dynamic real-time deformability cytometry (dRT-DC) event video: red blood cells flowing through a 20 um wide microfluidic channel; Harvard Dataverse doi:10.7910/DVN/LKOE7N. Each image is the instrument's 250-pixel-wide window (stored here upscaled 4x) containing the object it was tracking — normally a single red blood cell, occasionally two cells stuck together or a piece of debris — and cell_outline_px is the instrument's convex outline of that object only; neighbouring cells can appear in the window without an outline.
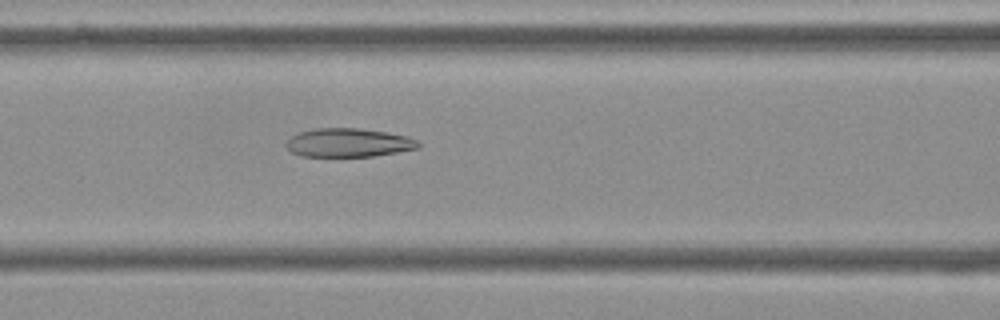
{"species": "Egyptian fruit bat (a non-hibernating species)", "species_latin": "Rousettus aegyptiacus", "temperature_condition": "cold", "stored_images_in_passage": 55, "camera_frame_rate_fps": 3000, "um_per_image_px": 0.085, "frame": {"image": 1, "passage_image": 23, "time_ms": 7.333, "image_size_px": [1000, 320], "cell_outline_px": [[420, 148], [372, 156], [300, 156], [292, 152], [284, 144], [292, 136], [300, 132], [316, 128], [356, 128], [388, 132], [408, 136], [420, 140]], "centroid_in_image_um": [29.66, 12.12], "position_along_channel_um": 136.9, "area_um2": 22.08}}
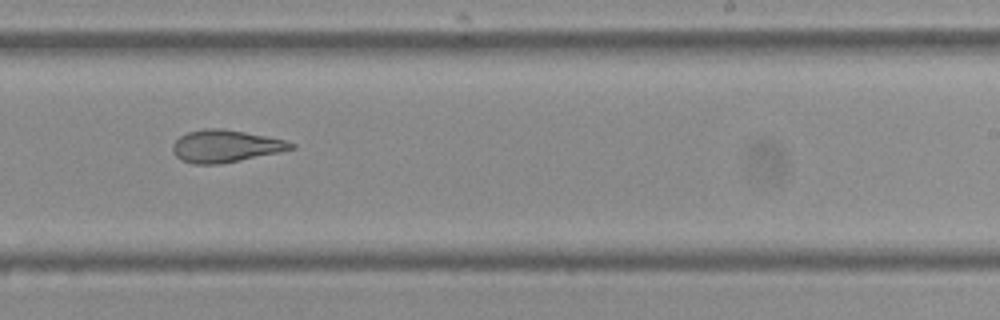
{"frame": {"image": 2, "passage_image": 34, "time_ms": 11.0, "image_size_px": [1000, 320], "cell_outline_px": [[296, 148], [280, 152], [220, 164], [192, 164], [180, 160], [172, 152], [172, 144], [180, 136], [188, 132], [204, 128], [224, 128], [284, 140], [296, 144]], "centroid_in_image_um": [19.13, 12.42], "position_along_channel_um": 269.9, "area_um2": 22.31}}
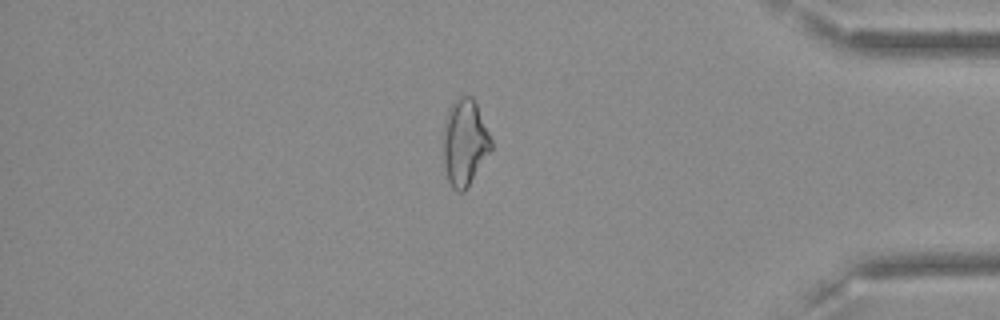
{"frame": {"image": 3, "passage_image": 47, "time_ms": 15.333, "image_size_px": [1000, 320], "cell_outline_px": [[492, 148], [464, 192], [456, 192], [452, 188], [448, 180], [444, 168], [444, 120], [448, 108], [460, 96], [472, 96], [476, 104], [492, 140]], "centroid_in_image_um": [39.48, 12.12], "position_along_channel_um": 395.7, "area_um2": 23.87}, "authors_computed_cell_mechanics": {"area_um2": 23.987, "velocity_mm_per_s": 3.6232, "shape_relaxation_time_tau1_ms": 7.5132, "shape_relaxation_time_tau2_ms": 3.412, "deformation_change_tau1": 0.1766, "deformation_change_tau2": 0.1188}}